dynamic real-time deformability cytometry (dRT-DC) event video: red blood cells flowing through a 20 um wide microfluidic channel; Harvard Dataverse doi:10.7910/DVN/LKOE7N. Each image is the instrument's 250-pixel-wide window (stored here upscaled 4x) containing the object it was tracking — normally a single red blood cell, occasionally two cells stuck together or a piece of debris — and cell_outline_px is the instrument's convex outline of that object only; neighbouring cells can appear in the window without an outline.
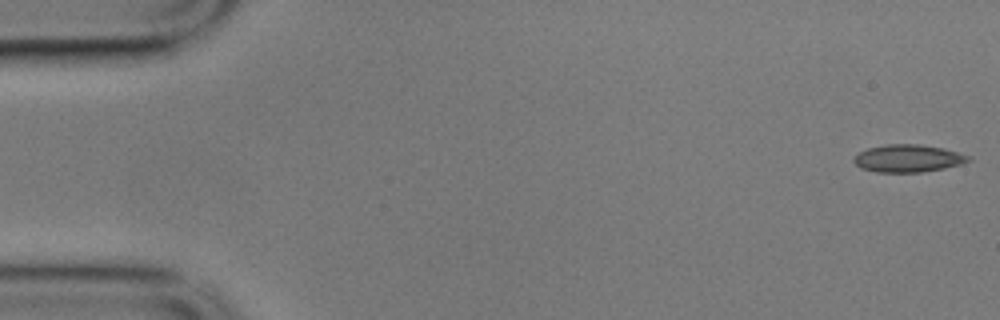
{"species": "common noctule bat (a hibernating species)", "species_latin": "Nyctalus noctula", "temperature_condition": "cold", "stored_images_in_passage": 45, "camera_frame_rate_fps": 3000, "um_per_image_px": 0.085, "animal": {"sex": "male", "body_mass_g": 17.9}, "frame": {"image": 1, "passage_image": 1, "time_ms": 0.0, "image_size_px": [1000, 320], "cell_outline_px": [[972, 160], [960, 164], [944, 168], [920, 172], [876, 172], [860, 168], [852, 160], [860, 152], [868, 148], [888, 144], [920, 144], [944, 148], [972, 156]], "centroid_in_image_um": [77.21, 13.46], "position_along_channel_um": 7.8, "area_um2": 18.38}}
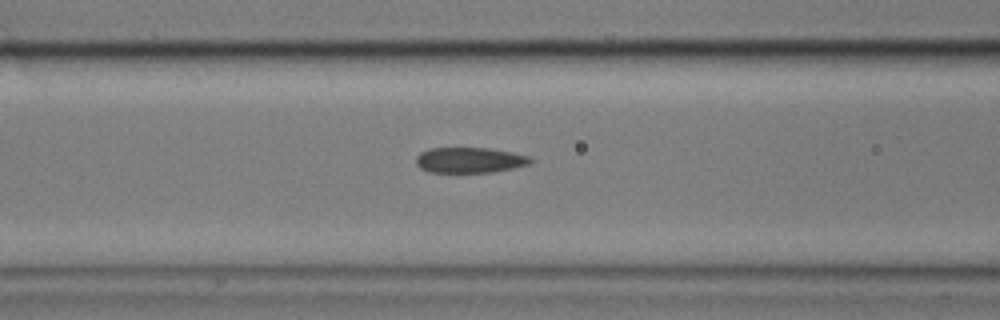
{"frame": {"image": 2, "passage_image": 22, "time_ms": 7.0, "image_size_px": [1000, 320], "cell_outline_px": [[532, 160], [528, 164], [512, 168], [492, 172], [428, 172], [420, 168], [416, 164], [416, 156], [420, 152], [428, 148], [488, 148], [512, 152], [528, 156]], "centroid_in_image_um": [39.86, 13.6], "position_along_channel_um": 126.7, "area_um2": 16.94}}
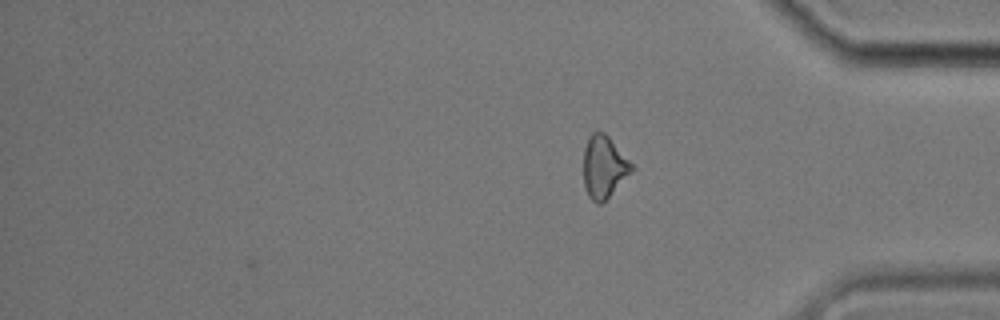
{"frame": {"image": 3, "passage_image": 45, "time_ms": 14.667, "image_size_px": [1000, 320], "cell_outline_px": [[636, 168], [600, 204], [596, 204], [588, 196], [584, 184], [584, 148], [588, 136], [592, 132], [604, 132], [608, 136]], "centroid_in_image_um": [51.33, 14.17], "position_along_channel_um": 383.9, "area_um2": 17.28}, "authors_computed_cell_mechanics": {"area_um2": 17.5134, "velocity_mm_per_s": 3.5302, "shape_relaxation_time_tau1_ms": 10.6875, "shape_relaxation_time_tau2_ms": 3.7046, "deformation_change_tau1": 0.2023, "deformation_change_tau2": 0.118}}